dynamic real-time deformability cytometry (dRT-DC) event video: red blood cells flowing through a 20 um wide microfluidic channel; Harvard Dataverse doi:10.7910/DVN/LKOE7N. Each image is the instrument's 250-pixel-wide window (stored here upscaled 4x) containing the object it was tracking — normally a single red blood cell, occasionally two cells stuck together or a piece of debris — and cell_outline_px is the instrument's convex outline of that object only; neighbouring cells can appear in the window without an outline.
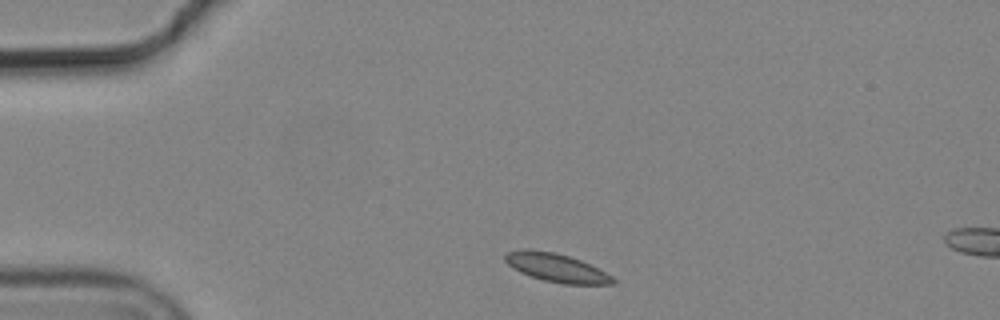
{"species": "common noctule bat (a hibernating species)", "species_latin": "Nyctalus noctula", "temperature_condition": "cold", "stored_images_in_passage": 2, "camera_frame_rate_fps": 3000, "um_per_image_px": 0.085, "animal": {"sex": "male", "body_mass_g": 19.2, "forearm_length_mm": 51.8}, "frame": {"image": 1, "passage_image": 1, "time_ms": 0.0, "image_size_px": [1000, 320], "cell_outline_px": [[616, 284], [564, 284], [544, 280], [520, 272], [512, 268], [504, 260], [504, 256], [508, 252], [528, 248], [552, 252], [568, 256], [580, 260], [612, 276], [616, 280]], "centroid_in_image_um": [47.27, 22.76], "position_along_channel_um": 37.7, "area_um2": 17.63}}